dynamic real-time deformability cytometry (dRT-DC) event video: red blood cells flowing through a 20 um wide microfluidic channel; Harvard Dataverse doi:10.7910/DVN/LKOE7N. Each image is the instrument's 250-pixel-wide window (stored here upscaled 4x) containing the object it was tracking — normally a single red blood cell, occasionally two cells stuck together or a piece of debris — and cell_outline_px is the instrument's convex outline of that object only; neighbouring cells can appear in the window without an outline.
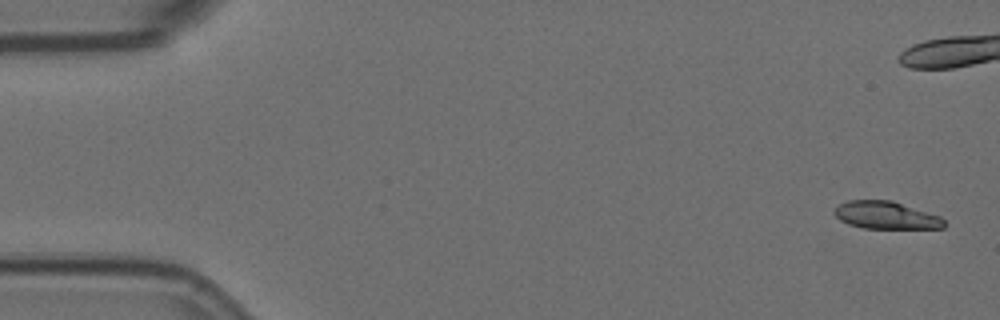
{"species": "Egyptian fruit bat (a non-hibernating species)", "species_latin": "Rousettus aegyptiacus", "temperature_condition": "room temperature", "stored_images_in_passage": 6, "camera_frame_rate_fps": 3000, "um_per_image_px": 0.085, "animal": {"sex": "female"}, "frame": {"image": 1, "passage_image": 1, "time_ms": 0.0, "image_size_px": [1000, 320], "cell_outline_px": [[948, 224], [944, 228], [864, 228], [848, 224], [840, 220], [832, 212], [840, 204], [848, 200], [892, 200], [940, 216]], "centroid_in_image_um": [75.33, 18.29], "position_along_channel_um": 9.7, "area_um2": 17.63}}
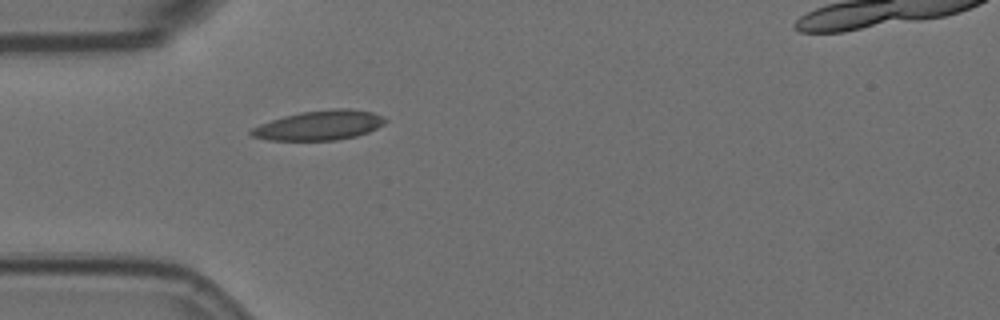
{"frame": {"image": 2, "passage_image": 6, "time_ms": 1.667, "image_size_px": [1000, 320], "cell_outline_px": [[388, 120], [384, 124], [368, 132], [356, 136], [336, 140], [268, 140], [252, 136], [248, 132], [252, 128], [260, 124], [284, 116], [300, 112], [336, 108], [348, 108], [372, 112], [384, 116]], "centroid_in_image_um": [27.17, 10.64], "position_along_channel_um": 57.8, "area_um2": 23.12}}